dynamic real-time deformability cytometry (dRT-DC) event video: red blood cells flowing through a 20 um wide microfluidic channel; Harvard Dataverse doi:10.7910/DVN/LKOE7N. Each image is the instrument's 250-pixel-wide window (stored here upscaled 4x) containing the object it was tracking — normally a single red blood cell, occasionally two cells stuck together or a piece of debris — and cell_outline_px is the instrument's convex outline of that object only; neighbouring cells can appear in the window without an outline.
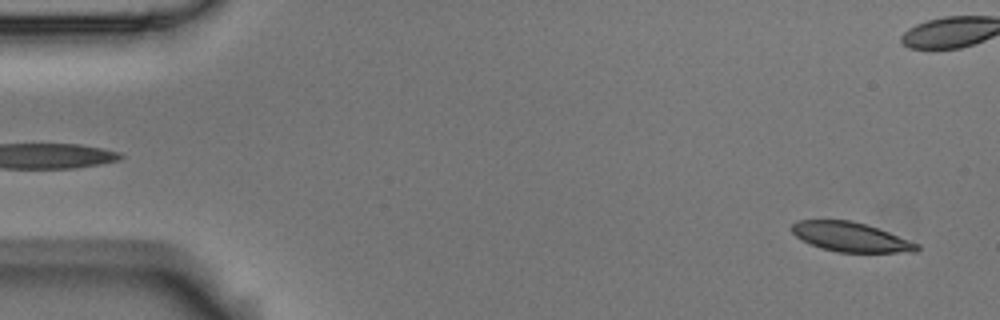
{"species": "Egyptian fruit bat (a non-hibernating species)", "species_latin": "Rousettus aegyptiacus", "temperature_condition": "room temperature", "stored_images_in_passage": 2, "camera_frame_rate_fps": 3000, "um_per_image_px": 0.085, "animal": {"sex": "male"}, "frame": {"image": 1, "passage_image": 2, "time_ms": 0.333, "image_size_px": [1000, 320], "cell_outline_px": [[920, 248], [916, 252], [836, 252], [820, 248], [800, 240], [792, 232], [792, 224], [796, 220], [852, 220], [888, 232], [920, 244]], "centroid_in_image_um": [72.28, 20.15], "position_along_channel_um": 12.7, "area_um2": 21.44}}